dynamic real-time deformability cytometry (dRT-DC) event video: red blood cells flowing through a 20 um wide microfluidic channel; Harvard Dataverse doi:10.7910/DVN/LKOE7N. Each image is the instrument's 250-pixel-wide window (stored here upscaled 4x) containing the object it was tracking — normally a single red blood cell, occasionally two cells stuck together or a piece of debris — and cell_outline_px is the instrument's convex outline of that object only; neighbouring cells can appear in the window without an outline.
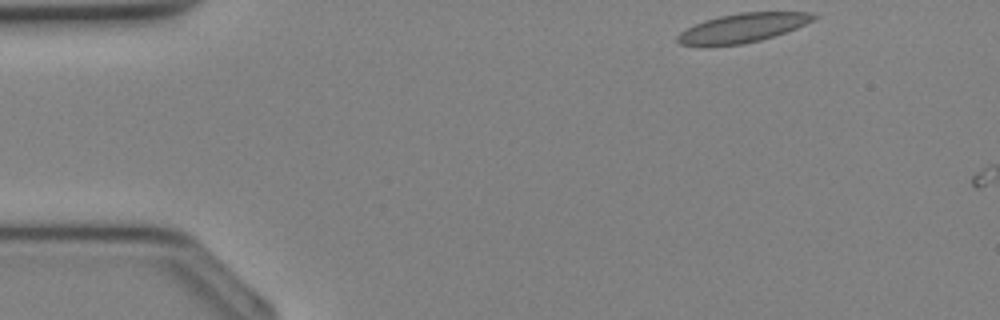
{"species": "Egyptian fruit bat (a non-hibernating species)", "species_latin": "Rousettus aegyptiacus", "temperature_condition": "cold", "stored_images_in_passage": 3, "camera_frame_rate_fps": 3000, "um_per_image_px": 0.085, "animal": {"sex": "female"}, "frame": {"image": 1, "passage_image": 1, "time_ms": 0.0, "image_size_px": [1000, 320], "cell_outline_px": [[816, 16], [812, 20], [796, 28], [760, 40], [740, 44], [680, 44], [676, 40], [676, 36], [680, 32], [704, 20], [720, 16], [740, 12], [808, 12]], "centroid_in_image_um": [63.12, 2.35], "position_along_channel_um": 21.9, "area_um2": 22.2}}